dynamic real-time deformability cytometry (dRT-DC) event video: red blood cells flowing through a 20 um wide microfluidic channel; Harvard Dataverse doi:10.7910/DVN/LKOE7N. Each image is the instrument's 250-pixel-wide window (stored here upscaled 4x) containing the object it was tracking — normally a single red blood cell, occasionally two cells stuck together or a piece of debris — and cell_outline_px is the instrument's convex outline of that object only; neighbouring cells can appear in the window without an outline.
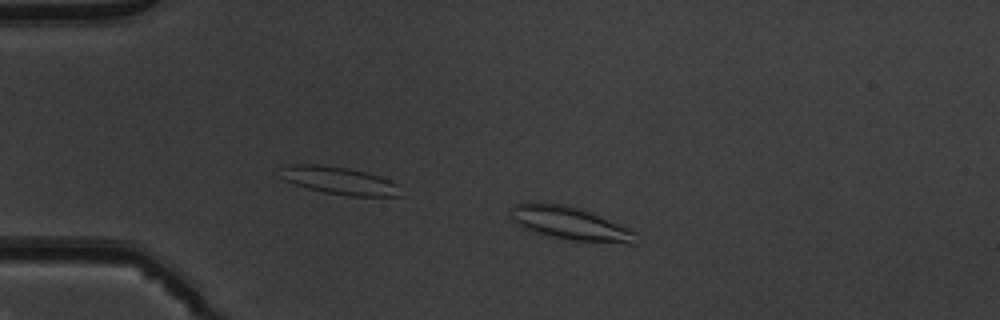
{"species": "common noctule bat (a hibernating species)", "species_latin": "Nyctalus noctula", "temperature_condition": "warm", "stored_images_in_passage": 33, "camera_frame_rate_fps": 3000, "um_per_image_px": 0.085, "animal": {"sex": "male", "body_mass_g": 19.5, "forearm_length_mm": 54.6}, "frame": {"image": 1, "passage_image": 2, "time_ms": 0.333, "image_size_px": [1000, 320], "cell_outline_px": [[636, 244], [628, 244], [572, 240], [548, 236], [524, 228], [516, 224], [508, 216], [512, 204], [568, 204], [580, 208], [628, 228], [636, 232]], "centroid_in_image_um": [48.45, 19.0], "position_along_channel_um": 36.6, "area_um2": 23.93}}
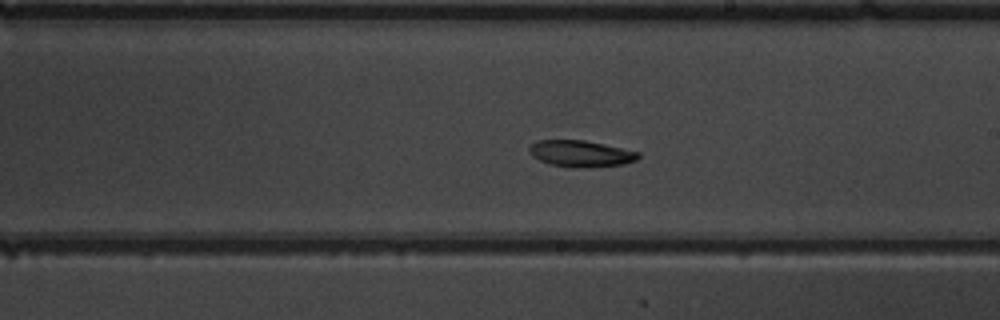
{"frame": {"image": 2, "passage_image": 21, "time_ms": 6.667, "image_size_px": [1000, 320], "cell_outline_px": [[640, 156], [636, 160], [624, 164], [572, 168], [568, 168], [548, 164], [532, 156], [528, 152], [528, 148], [536, 140], [584, 140], [604, 144], [640, 152]], "centroid_in_image_um": [49.33, 13.06], "position_along_channel_um": 239.7, "area_um2": 16.88}}
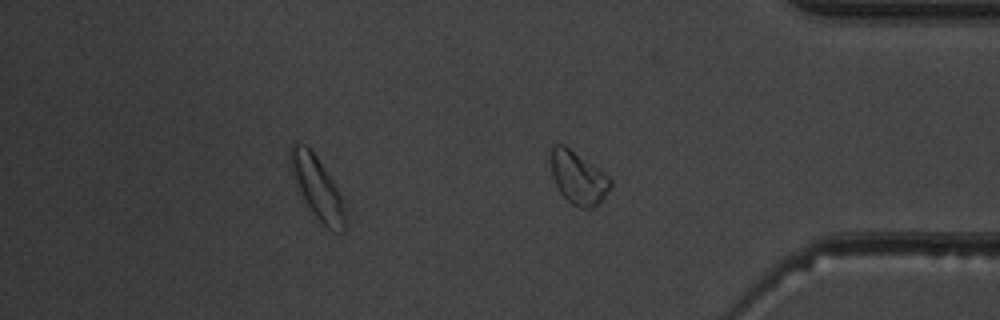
{"frame": {"image": 3, "passage_image": 33, "time_ms": 10.667, "image_size_px": [1000, 320], "cell_outline_px": [[612, 184], [604, 196], [592, 208], [580, 208], [572, 204], [560, 192], [552, 176], [552, 144], [564, 144], [608, 176], [612, 180]], "centroid_in_image_um": [49.14, 15.11], "position_along_channel_um": 386.1, "area_um2": 17.74}, "authors_computed_cell_mechanics": {"area_um2": 17.6868, "velocity_mm_per_s": 3.9443, "shape_relaxation_time_tau1_ms": 2.7635, "shape_relaxation_time_tau2_ms": null, "deformation_change_tau1": 0.074, "deformation_change_tau2": null}}